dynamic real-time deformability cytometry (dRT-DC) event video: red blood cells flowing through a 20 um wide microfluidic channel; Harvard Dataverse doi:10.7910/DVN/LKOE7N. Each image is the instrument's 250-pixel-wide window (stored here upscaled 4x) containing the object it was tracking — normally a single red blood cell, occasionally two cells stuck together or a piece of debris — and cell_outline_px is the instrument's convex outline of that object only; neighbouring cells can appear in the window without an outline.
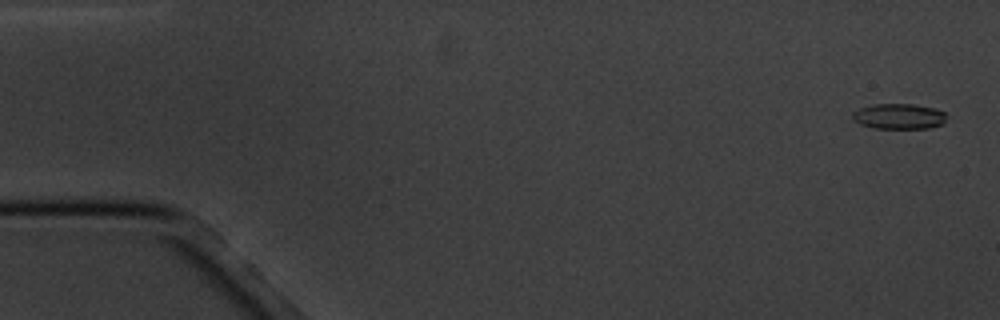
{"species": "common noctule bat (a hibernating species)", "species_latin": "Nyctalus noctula", "temperature_condition": "cold", "stored_images_in_passage": 4, "camera_frame_rate_fps": 3000, "um_per_image_px": 0.085, "animal": {"sex": "male", "body_mass_g": 20.1, "forearm_length_mm": 53.5}, "frame": {"image": 1, "passage_image": 1, "time_ms": 0.0, "image_size_px": [1000, 320], "cell_outline_px": [[944, 124], [928, 128], [872, 128], [860, 124], [852, 120], [852, 112], [860, 108], [872, 104], [912, 104], [936, 108], [944, 112]], "centroid_in_image_um": [76.37, 9.89], "position_along_channel_um": 8.6, "area_um2": 13.99}}